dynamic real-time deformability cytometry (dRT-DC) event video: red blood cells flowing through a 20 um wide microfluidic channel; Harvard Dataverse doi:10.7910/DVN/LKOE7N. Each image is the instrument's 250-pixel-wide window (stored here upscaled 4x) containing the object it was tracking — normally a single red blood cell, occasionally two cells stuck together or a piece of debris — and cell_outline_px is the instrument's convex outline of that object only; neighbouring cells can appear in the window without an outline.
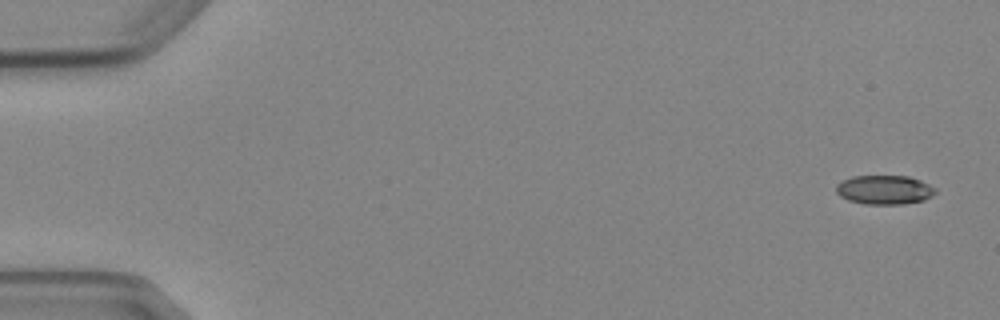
{"species": "Egyptian fruit bat (a non-hibernating species)", "species_latin": "Rousettus aegyptiacus", "temperature_condition": "cold", "stored_images_in_passage": 4, "camera_frame_rate_fps": 3000, "um_per_image_px": 0.085, "animal": {"sex": "female"}, "frame": {"image": 1, "passage_image": 1, "time_ms": 0.0, "image_size_px": [1000, 320], "cell_outline_px": [[936, 192], [932, 196], [924, 200], [904, 204], [864, 204], [848, 200], [840, 196], [836, 192], [836, 184], [852, 176], [908, 176], [920, 180], [936, 188]], "centroid_in_image_um": [75.18, 16.14], "position_along_channel_um": 9.8, "area_um2": 16.88}}
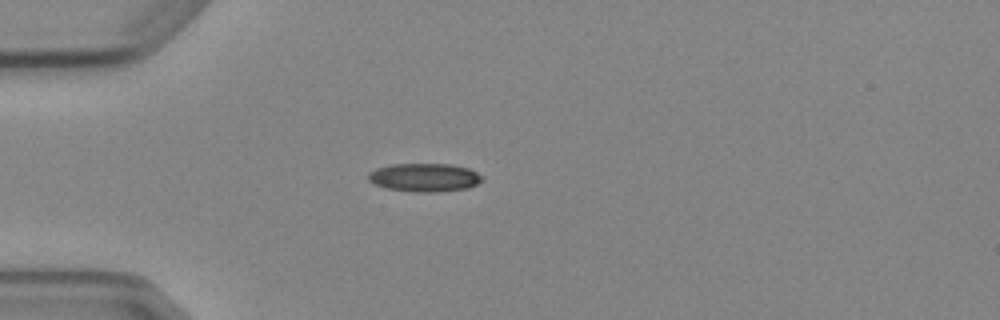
{"frame": {"image": 2, "passage_image": 4, "time_ms": 4.333, "image_size_px": [1000, 320], "cell_outline_px": [[484, 180], [468, 188], [436, 192], [412, 192], [384, 188], [368, 180], [368, 172], [376, 168], [392, 164], [452, 164], [468, 168], [484, 176]], "centroid_in_image_um": [36.08, 15.08], "position_along_channel_um": 48.9, "area_um2": 19.02}}